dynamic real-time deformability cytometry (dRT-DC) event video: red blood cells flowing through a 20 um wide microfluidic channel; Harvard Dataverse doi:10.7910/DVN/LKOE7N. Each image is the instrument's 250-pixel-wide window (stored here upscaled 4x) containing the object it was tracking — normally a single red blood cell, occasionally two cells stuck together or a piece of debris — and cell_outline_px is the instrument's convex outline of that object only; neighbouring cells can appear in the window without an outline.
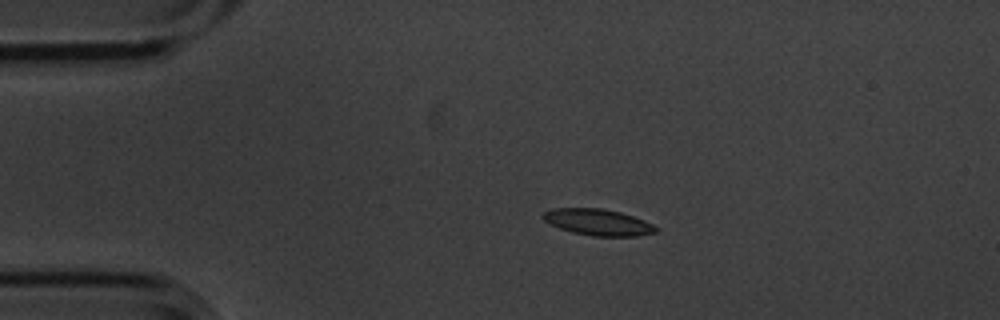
{"species": "common noctule bat (a hibernating species)", "species_latin": "Nyctalus noctula", "temperature_condition": "cold", "stored_images_in_passage": 4, "camera_frame_rate_fps": 3000, "um_per_image_px": 0.085, "animal": {"sex": "male", "body_mass_g": 20.1, "forearm_length_mm": 53.5}, "frame": {"image": 1, "passage_image": 2, "time_ms": 0.333, "image_size_px": [1000, 320], "cell_outline_px": [[660, 228], [656, 232], [636, 236], [592, 236], [572, 232], [560, 228], [544, 220], [540, 216], [544, 212], [552, 208], [604, 208], [620, 212], [644, 220]], "centroid_in_image_um": [50.83, 18.88], "position_along_channel_um": 34.2, "area_um2": 17.34}}
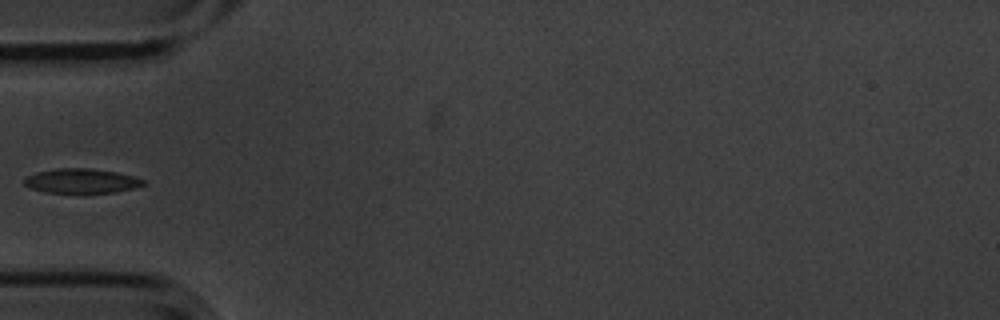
{"frame": {"image": 2, "passage_image": 4, "time_ms": 1.0, "image_size_px": [1000, 320], "cell_outline_px": [[148, 184], [136, 188], [116, 192], [44, 192], [28, 188], [24, 184], [24, 176], [36, 172], [56, 168], [92, 168], [116, 172], [136, 176], [144, 180]], "centroid_in_image_um": [6.93, 15.37], "position_along_channel_um": 78.1, "area_um2": 17.28}}